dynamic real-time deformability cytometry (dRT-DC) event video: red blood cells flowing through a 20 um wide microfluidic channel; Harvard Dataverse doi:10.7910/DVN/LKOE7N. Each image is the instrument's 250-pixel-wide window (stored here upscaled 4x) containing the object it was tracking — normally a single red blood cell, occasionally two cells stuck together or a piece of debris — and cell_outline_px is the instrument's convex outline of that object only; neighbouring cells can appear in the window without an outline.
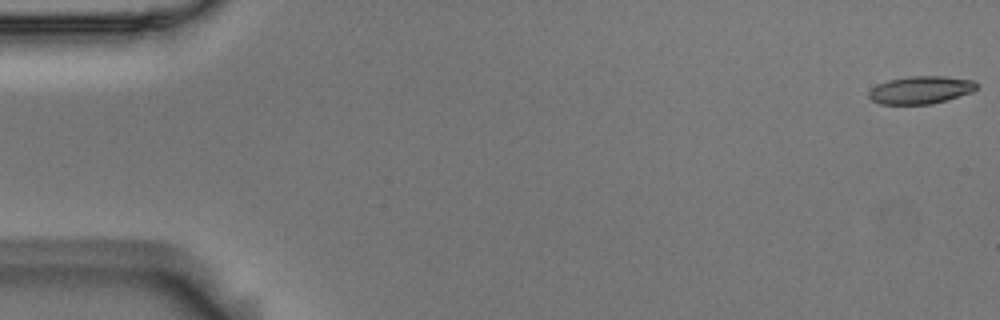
{"species": "Egyptian fruit bat (a non-hibernating species)", "species_latin": "Rousettus aegyptiacus", "temperature_condition": "room temperature", "stored_images_in_passage": 4, "camera_frame_rate_fps": 3000, "um_per_image_px": 0.085, "animal": {"sex": "male"}, "frame": {"image": 1, "passage_image": 1, "time_ms": 0.0, "image_size_px": [1000, 320], "cell_outline_px": [[976, 88], [972, 92], [948, 100], [932, 104], [880, 104], [872, 100], [868, 96], [868, 92], [876, 84], [888, 80], [908, 76], [944, 76], [972, 80], [976, 84]], "centroid_in_image_um": [78.23, 7.65], "position_along_channel_um": 6.8, "area_um2": 17.46}}
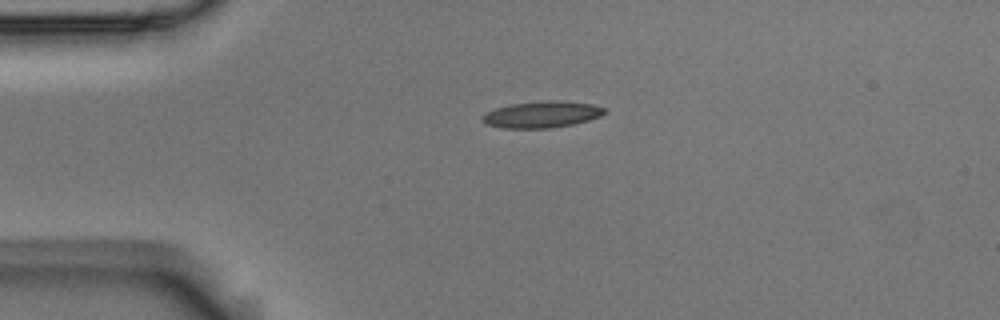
{"frame": {"image": 2, "passage_image": 3, "time_ms": 0.667, "image_size_px": [1000, 320], "cell_outline_px": [[604, 112], [600, 116], [588, 120], [572, 124], [552, 128], [504, 128], [484, 124], [480, 116], [496, 108], [512, 104], [548, 100], [556, 100], [592, 104], [604, 108]], "centroid_in_image_um": [46.02, 9.73], "position_along_channel_um": 39.0, "area_um2": 18.67}}